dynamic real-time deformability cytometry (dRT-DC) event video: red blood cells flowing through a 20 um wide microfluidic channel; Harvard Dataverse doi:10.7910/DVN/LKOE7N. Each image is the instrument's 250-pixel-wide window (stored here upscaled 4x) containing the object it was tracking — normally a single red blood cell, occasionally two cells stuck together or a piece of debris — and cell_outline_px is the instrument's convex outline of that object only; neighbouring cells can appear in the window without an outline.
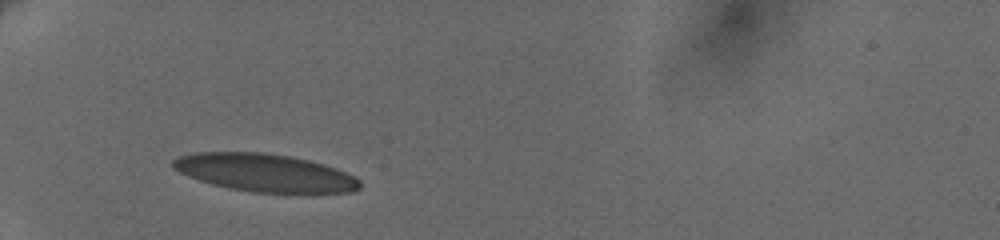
{"species": "human", "species_latin": "Homo sapiens", "temperature_condition": "cold", "stored_images_in_passage": 4, "camera_frame_rate_fps": 3000, "um_per_image_px": 0.085, "donor": {"sex": "female"}, "frame": {"image": 1, "passage_image": 1, "time_ms": 0.0, "image_size_px": [1000, 240], "cell_outline_px": [[360, 188], [352, 192], [312, 196], [300, 196], [252, 192], [228, 188], [212, 184], [188, 176], [172, 168], [172, 160], [180, 156], [196, 152], [264, 152], [288, 156], [308, 160], [336, 168], [360, 180]], "centroid_in_image_um": [22.6, 14.74], "position_along_channel_um": 62.4, "area_um2": 42.37}}
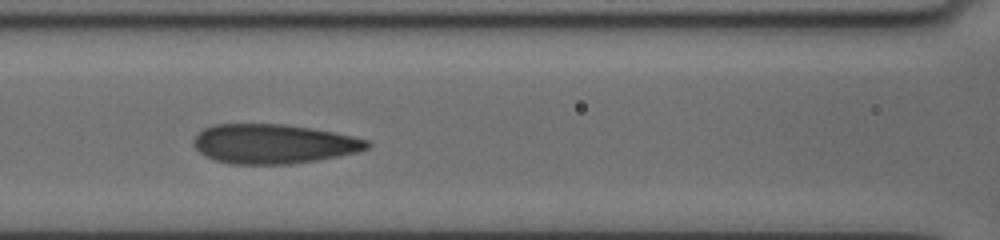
{"frame": {"image": 2, "passage_image": 3, "time_ms": 2.667, "image_size_px": [1000, 240], "cell_outline_px": [[372, 144], [368, 148], [356, 152], [340, 156], [292, 164], [232, 164], [216, 160], [204, 156], [192, 144], [192, 140], [204, 128], [216, 124], [284, 124], [312, 128], [352, 136], [368, 140]], "centroid_in_image_um": [23.24, 12.23], "position_along_channel_um": 143.4, "area_um2": 39.88}}
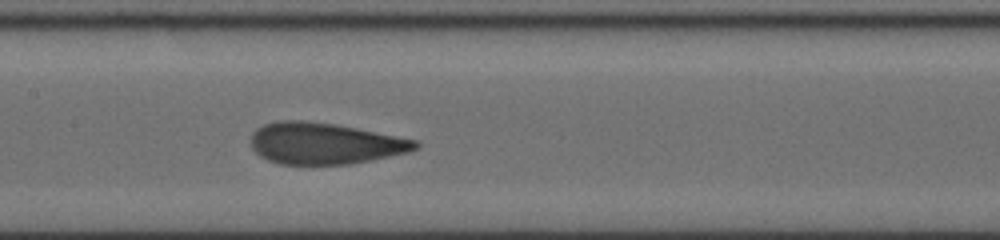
{"frame": {"image": 3, "passage_image": 4, "time_ms": 3.667, "image_size_px": [1000, 240], "cell_outline_px": [[420, 144], [416, 148], [408, 152], [348, 164], [280, 164], [268, 160], [260, 156], [252, 148], [252, 132], [256, 128], [264, 124], [280, 120], [304, 120], [336, 124], [416, 140]], "centroid_in_image_um": [27.55, 12.18], "position_along_channel_um": 179.9, "area_um2": 39.36}}